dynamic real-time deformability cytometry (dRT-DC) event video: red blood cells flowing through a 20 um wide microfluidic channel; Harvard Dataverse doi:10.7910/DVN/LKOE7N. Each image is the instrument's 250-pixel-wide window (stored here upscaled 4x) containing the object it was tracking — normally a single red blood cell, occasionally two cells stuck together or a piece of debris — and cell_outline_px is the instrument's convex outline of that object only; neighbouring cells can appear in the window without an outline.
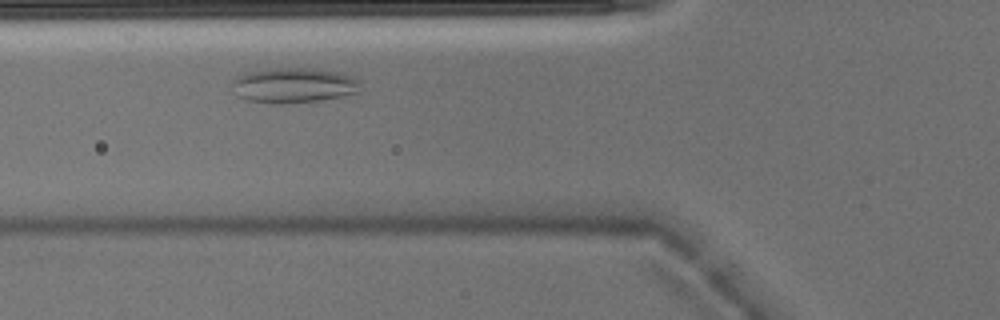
{"species": "Egyptian fruit bat (a non-hibernating species)", "species_latin": "Rousettus aegyptiacus", "temperature_condition": "warm", "stored_images_in_passage": 4, "camera_frame_rate_fps": 3000, "um_per_image_px": 0.085, "animal": {"sex": "male"}, "frame": {"image": 1, "passage_image": 2, "time_ms": 0.333, "image_size_px": [1000, 320], "cell_outline_px": [[360, 92], [344, 96], [320, 100], [248, 100], [236, 96], [232, 84], [236, 76], [248, 72], [268, 68], [312, 68], [336, 72], [352, 76], [360, 80]], "centroid_in_image_um": [25.01, 7.19], "position_along_channel_um": 100.8, "area_um2": 25.32}}